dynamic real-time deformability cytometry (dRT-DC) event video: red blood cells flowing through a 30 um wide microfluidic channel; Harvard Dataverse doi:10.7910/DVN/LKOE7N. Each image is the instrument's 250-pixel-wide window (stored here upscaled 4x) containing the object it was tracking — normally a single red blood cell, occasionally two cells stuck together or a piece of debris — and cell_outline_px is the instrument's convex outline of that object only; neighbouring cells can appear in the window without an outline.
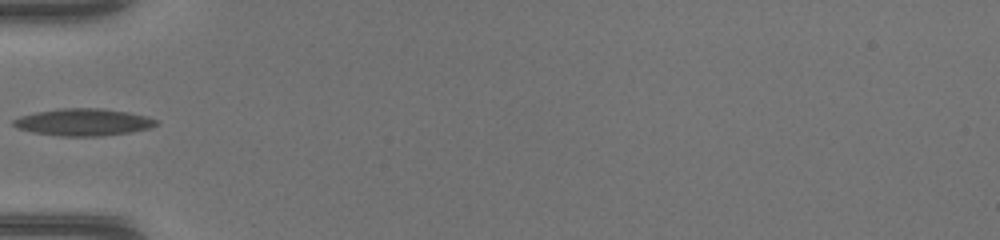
{"species": "common noctule bat (a hibernating species)", "species_latin": "Nyctalus noctula", "temperature_condition": "warm", "stored_images_in_passage": 30, "camera_frame_rate_fps": 3000, "um_per_image_px": 0.085, "animal": {"sex": "female", "body_mass_g": 17.0, "forearm_length_mm": 48.0}, "frame": {"image": 1, "passage_image": 1, "time_ms": 0.0, "image_size_px": [1000, 240], "cell_outline_px": [[160, 124], [148, 128], [128, 132], [100, 136], [60, 136], [32, 132], [16, 128], [12, 124], [12, 120], [20, 116], [36, 112], [60, 108], [104, 108], [128, 112], [148, 116], [160, 120]], "centroid_in_image_um": [7.1, 10.37], "position_along_channel_um": 77.9, "area_um2": 22.72}}
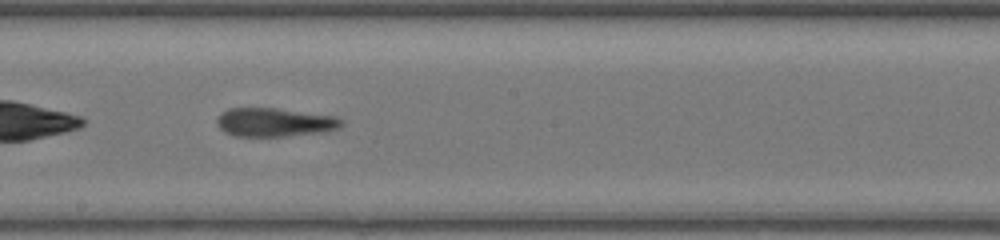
{"frame": {"image": 2, "passage_image": 11, "time_ms": 3.333, "image_size_px": [1000, 240], "cell_outline_px": [[344, 124], [340, 128], [324, 132], [284, 136], [232, 136], [224, 132], [216, 124], [216, 120], [228, 108], [276, 108], [336, 116], [344, 120]], "centroid_in_image_um": [23.38, 10.4], "position_along_channel_um": 224.8, "area_um2": 20.92}}
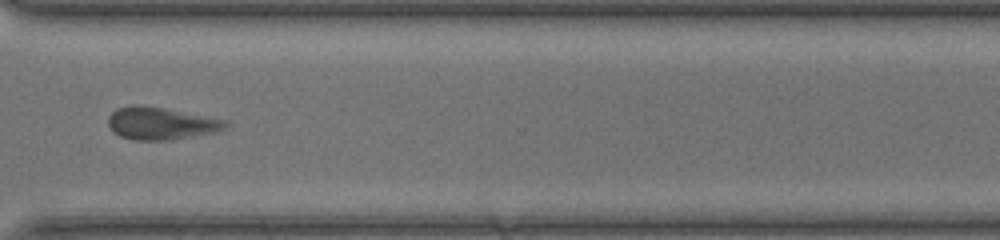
{"frame": {"image": 3, "passage_image": 20, "time_ms": 6.333, "image_size_px": [1000, 240], "cell_outline_px": [[232, 124], [228, 128], [216, 132], [168, 140], [136, 140], [120, 136], [108, 124], [108, 116], [116, 108], [160, 108], [228, 120]], "centroid_in_image_um": [13.79, 10.53], "position_along_channel_um": 356.8, "area_um2": 21.33}}